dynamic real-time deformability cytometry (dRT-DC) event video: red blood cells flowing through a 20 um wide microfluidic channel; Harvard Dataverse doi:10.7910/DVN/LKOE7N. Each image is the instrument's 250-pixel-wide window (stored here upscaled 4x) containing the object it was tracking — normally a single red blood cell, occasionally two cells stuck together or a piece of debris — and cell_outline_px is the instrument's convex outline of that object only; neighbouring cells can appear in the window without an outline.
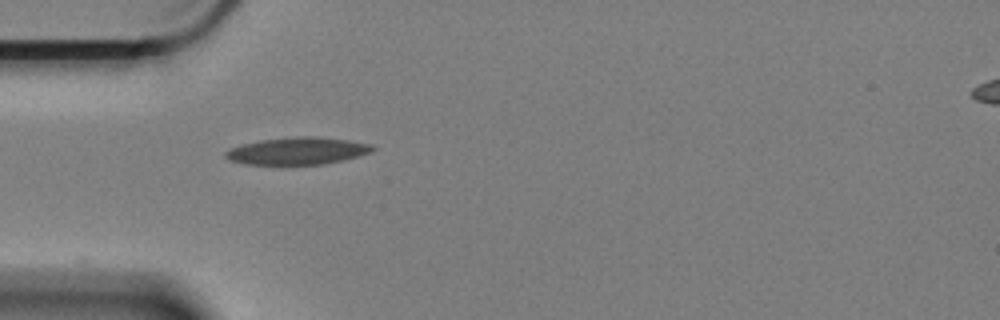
{"species": "Egyptian fruit bat (a non-hibernating species)", "species_latin": "Rousettus aegyptiacus", "temperature_condition": "cold", "stored_images_in_passage": 43, "camera_frame_rate_fps": 3000, "um_per_image_px": 0.085, "animal": {"sex": "female"}, "frame": {"image": 1, "passage_image": 1, "time_ms": 0.0, "image_size_px": [1000, 320], "cell_outline_px": [[376, 148], [372, 152], [344, 160], [324, 164], [288, 168], [244, 164], [228, 160], [224, 156], [224, 152], [232, 148], [244, 144], [260, 140], [296, 136], [316, 136], [348, 140], [372, 144]], "centroid_in_image_um": [25.26, 12.88], "position_along_channel_um": 59.7, "area_um2": 24.51}}
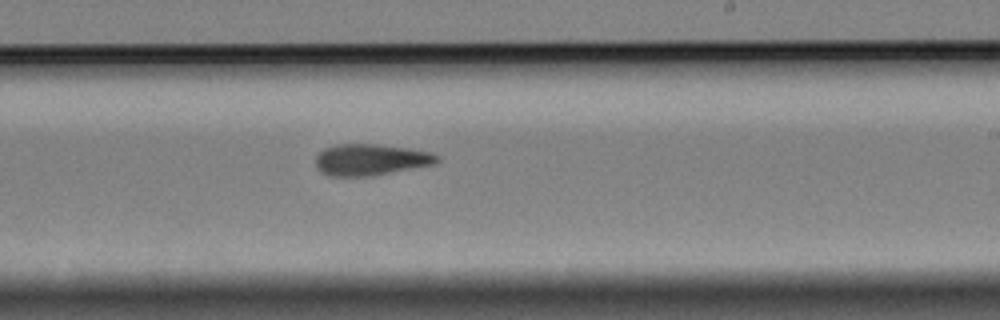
{"frame": {"image": 2, "passage_image": 19, "time_ms": 6.0, "image_size_px": [1000, 320], "cell_outline_px": [[440, 160], [436, 164], [368, 176], [328, 176], [320, 172], [316, 168], [316, 156], [324, 148], [336, 144], [380, 144], [408, 148], [432, 152], [440, 156]], "centroid_in_image_um": [31.51, 13.56], "position_along_channel_um": 257.5, "area_um2": 22.37}}
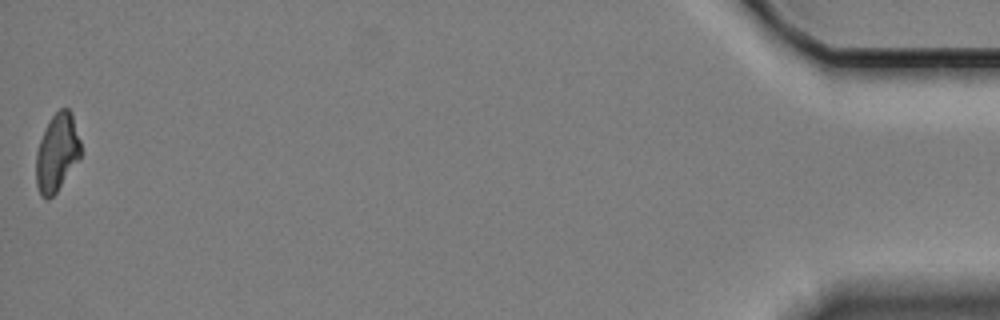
{"frame": {"image": 3, "passage_image": 43, "time_ms": 14.0, "image_size_px": [1000, 320], "cell_outline_px": [[80, 160], [56, 192], [48, 200], [40, 196], [36, 184], [36, 152], [40, 140], [48, 120], [60, 108], [68, 108], [72, 112], [80, 140]], "centroid_in_image_um": [4.84, 12.98], "position_along_channel_um": 430.4, "area_um2": 20.46}, "authors_computed_cell_mechanics": {"area_um2": 21.9062, "velocity_mm_per_s": 3.332, "shape_relaxation_time_tau1_ms": 4.0282, "shape_relaxation_time_tau2_ms": 6.3833, "deformation_change_tau1": 0.1356, "deformation_change_tau2": 0.1657}}